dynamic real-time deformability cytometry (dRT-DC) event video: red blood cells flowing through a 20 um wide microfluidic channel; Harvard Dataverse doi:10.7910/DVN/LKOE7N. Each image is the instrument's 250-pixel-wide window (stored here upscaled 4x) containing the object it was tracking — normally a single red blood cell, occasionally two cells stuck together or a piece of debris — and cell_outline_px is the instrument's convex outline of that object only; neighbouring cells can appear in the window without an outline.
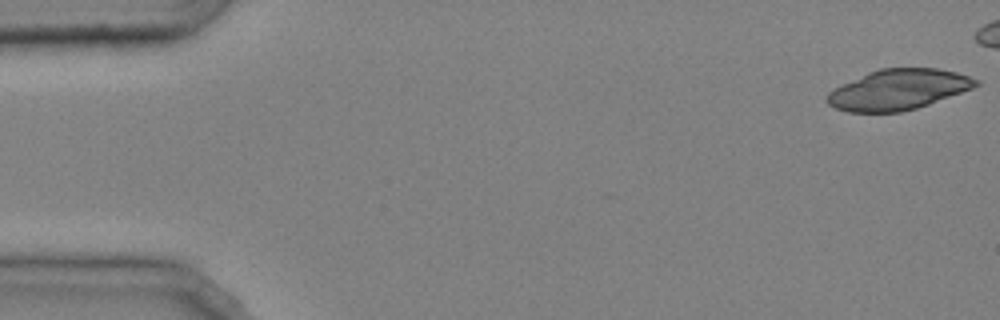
{"species": "common noctule bat (a hibernating species)", "species_latin": "Nyctalus noctula", "temperature_condition": "cold", "stored_images_in_passage": 17, "camera_frame_rate_fps": 3000, "um_per_image_px": 0.085, "animal": {"sex": "male", "body_mass_g": 20.4}, "frame": {"image": 1, "passage_image": 1, "time_ms": 0.0, "image_size_px": [1000, 320], "cell_outline_px": [[980, 84], [972, 88], [928, 104], [916, 108], [900, 112], [848, 112], [836, 108], [828, 104], [824, 100], [824, 96], [828, 92], [868, 72], [880, 68], [936, 68], [956, 72], [980, 80]], "centroid_in_image_um": [76.33, 7.62], "position_along_channel_um": 8.7, "area_um2": 34.8}}